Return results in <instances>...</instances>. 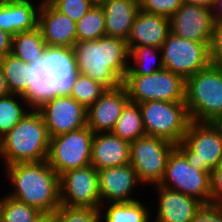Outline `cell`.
Instances as JSON below:
<instances>
[{
  "mask_svg": "<svg viewBox=\"0 0 222 222\" xmlns=\"http://www.w3.org/2000/svg\"><path fill=\"white\" fill-rule=\"evenodd\" d=\"M211 205L222 206V163L211 171Z\"/></svg>",
  "mask_w": 222,
  "mask_h": 222,
  "instance_id": "74e56055",
  "label": "cell"
},
{
  "mask_svg": "<svg viewBox=\"0 0 222 222\" xmlns=\"http://www.w3.org/2000/svg\"><path fill=\"white\" fill-rule=\"evenodd\" d=\"M192 222H222V206L205 205Z\"/></svg>",
  "mask_w": 222,
  "mask_h": 222,
  "instance_id": "f35d334b",
  "label": "cell"
},
{
  "mask_svg": "<svg viewBox=\"0 0 222 222\" xmlns=\"http://www.w3.org/2000/svg\"><path fill=\"white\" fill-rule=\"evenodd\" d=\"M111 133L129 143L146 135L139 104H126Z\"/></svg>",
  "mask_w": 222,
  "mask_h": 222,
  "instance_id": "4316f807",
  "label": "cell"
},
{
  "mask_svg": "<svg viewBox=\"0 0 222 222\" xmlns=\"http://www.w3.org/2000/svg\"><path fill=\"white\" fill-rule=\"evenodd\" d=\"M122 85L127 91L129 102L136 104L152 100H185V80L167 69L150 75H125Z\"/></svg>",
  "mask_w": 222,
  "mask_h": 222,
  "instance_id": "8992f818",
  "label": "cell"
},
{
  "mask_svg": "<svg viewBox=\"0 0 222 222\" xmlns=\"http://www.w3.org/2000/svg\"><path fill=\"white\" fill-rule=\"evenodd\" d=\"M184 102L193 122L222 115V66L211 63L186 79Z\"/></svg>",
  "mask_w": 222,
  "mask_h": 222,
  "instance_id": "277c9868",
  "label": "cell"
},
{
  "mask_svg": "<svg viewBox=\"0 0 222 222\" xmlns=\"http://www.w3.org/2000/svg\"><path fill=\"white\" fill-rule=\"evenodd\" d=\"M101 7L105 15L106 36L127 40L140 11L139 4L134 0H111Z\"/></svg>",
  "mask_w": 222,
  "mask_h": 222,
  "instance_id": "603a6c76",
  "label": "cell"
},
{
  "mask_svg": "<svg viewBox=\"0 0 222 222\" xmlns=\"http://www.w3.org/2000/svg\"><path fill=\"white\" fill-rule=\"evenodd\" d=\"M50 136L41 113L31 108L0 139V158L4 166L47 160ZM6 164V165H5Z\"/></svg>",
  "mask_w": 222,
  "mask_h": 222,
  "instance_id": "3957f363",
  "label": "cell"
},
{
  "mask_svg": "<svg viewBox=\"0 0 222 222\" xmlns=\"http://www.w3.org/2000/svg\"><path fill=\"white\" fill-rule=\"evenodd\" d=\"M0 65L10 93L23 96L30 86L28 80V74L31 70L30 64L10 53L0 57Z\"/></svg>",
  "mask_w": 222,
  "mask_h": 222,
  "instance_id": "83f0119b",
  "label": "cell"
},
{
  "mask_svg": "<svg viewBox=\"0 0 222 222\" xmlns=\"http://www.w3.org/2000/svg\"><path fill=\"white\" fill-rule=\"evenodd\" d=\"M43 0H0V29L12 34L37 28Z\"/></svg>",
  "mask_w": 222,
  "mask_h": 222,
  "instance_id": "ffe728a7",
  "label": "cell"
},
{
  "mask_svg": "<svg viewBox=\"0 0 222 222\" xmlns=\"http://www.w3.org/2000/svg\"><path fill=\"white\" fill-rule=\"evenodd\" d=\"M130 143L111 132L96 133L92 140L91 165L97 170L129 163Z\"/></svg>",
  "mask_w": 222,
  "mask_h": 222,
  "instance_id": "7402d4cb",
  "label": "cell"
},
{
  "mask_svg": "<svg viewBox=\"0 0 222 222\" xmlns=\"http://www.w3.org/2000/svg\"><path fill=\"white\" fill-rule=\"evenodd\" d=\"M30 73L28 80L30 86L28 91L23 95L32 108H37L45 100L56 96L53 87L52 77L47 70L43 58H39L30 64Z\"/></svg>",
  "mask_w": 222,
  "mask_h": 222,
  "instance_id": "cb8c5ba5",
  "label": "cell"
},
{
  "mask_svg": "<svg viewBox=\"0 0 222 222\" xmlns=\"http://www.w3.org/2000/svg\"><path fill=\"white\" fill-rule=\"evenodd\" d=\"M18 98V99H17ZM27 99L19 94L0 96V139L31 109Z\"/></svg>",
  "mask_w": 222,
  "mask_h": 222,
  "instance_id": "f546056e",
  "label": "cell"
},
{
  "mask_svg": "<svg viewBox=\"0 0 222 222\" xmlns=\"http://www.w3.org/2000/svg\"><path fill=\"white\" fill-rule=\"evenodd\" d=\"M0 222H3V217H2L1 211H0Z\"/></svg>",
  "mask_w": 222,
  "mask_h": 222,
  "instance_id": "7dc6e473",
  "label": "cell"
},
{
  "mask_svg": "<svg viewBox=\"0 0 222 222\" xmlns=\"http://www.w3.org/2000/svg\"><path fill=\"white\" fill-rule=\"evenodd\" d=\"M135 2H137L138 4L142 1V0H134Z\"/></svg>",
  "mask_w": 222,
  "mask_h": 222,
  "instance_id": "c3c4849f",
  "label": "cell"
},
{
  "mask_svg": "<svg viewBox=\"0 0 222 222\" xmlns=\"http://www.w3.org/2000/svg\"><path fill=\"white\" fill-rule=\"evenodd\" d=\"M60 13L74 22L80 20L94 5L92 0H47Z\"/></svg>",
  "mask_w": 222,
  "mask_h": 222,
  "instance_id": "e575fe53",
  "label": "cell"
},
{
  "mask_svg": "<svg viewBox=\"0 0 222 222\" xmlns=\"http://www.w3.org/2000/svg\"><path fill=\"white\" fill-rule=\"evenodd\" d=\"M209 47L211 62L222 66V22H214L212 39Z\"/></svg>",
  "mask_w": 222,
  "mask_h": 222,
  "instance_id": "8d00e7d4",
  "label": "cell"
},
{
  "mask_svg": "<svg viewBox=\"0 0 222 222\" xmlns=\"http://www.w3.org/2000/svg\"><path fill=\"white\" fill-rule=\"evenodd\" d=\"M210 123L219 132L220 137L222 138V115L215 117Z\"/></svg>",
  "mask_w": 222,
  "mask_h": 222,
  "instance_id": "ee69618b",
  "label": "cell"
},
{
  "mask_svg": "<svg viewBox=\"0 0 222 222\" xmlns=\"http://www.w3.org/2000/svg\"><path fill=\"white\" fill-rule=\"evenodd\" d=\"M10 94V91L7 87L6 79L4 77V72L2 70V67L0 65V96H5Z\"/></svg>",
  "mask_w": 222,
  "mask_h": 222,
  "instance_id": "7bdbcfd3",
  "label": "cell"
},
{
  "mask_svg": "<svg viewBox=\"0 0 222 222\" xmlns=\"http://www.w3.org/2000/svg\"><path fill=\"white\" fill-rule=\"evenodd\" d=\"M170 32V19L139 11L135 16L127 41L129 52L137 46L161 48Z\"/></svg>",
  "mask_w": 222,
  "mask_h": 222,
  "instance_id": "44dd1931",
  "label": "cell"
},
{
  "mask_svg": "<svg viewBox=\"0 0 222 222\" xmlns=\"http://www.w3.org/2000/svg\"><path fill=\"white\" fill-rule=\"evenodd\" d=\"M211 14L214 22H222V0H214Z\"/></svg>",
  "mask_w": 222,
  "mask_h": 222,
  "instance_id": "60d3db41",
  "label": "cell"
},
{
  "mask_svg": "<svg viewBox=\"0 0 222 222\" xmlns=\"http://www.w3.org/2000/svg\"><path fill=\"white\" fill-rule=\"evenodd\" d=\"M54 222H100V209L60 205L52 214Z\"/></svg>",
  "mask_w": 222,
  "mask_h": 222,
  "instance_id": "836d02e7",
  "label": "cell"
},
{
  "mask_svg": "<svg viewBox=\"0 0 222 222\" xmlns=\"http://www.w3.org/2000/svg\"><path fill=\"white\" fill-rule=\"evenodd\" d=\"M106 90L107 88L101 83L89 76L77 73L69 96L88 109Z\"/></svg>",
  "mask_w": 222,
  "mask_h": 222,
  "instance_id": "1f68e13d",
  "label": "cell"
},
{
  "mask_svg": "<svg viewBox=\"0 0 222 222\" xmlns=\"http://www.w3.org/2000/svg\"><path fill=\"white\" fill-rule=\"evenodd\" d=\"M56 95H69L77 72L73 49L66 46L47 45L43 53Z\"/></svg>",
  "mask_w": 222,
  "mask_h": 222,
  "instance_id": "d6986e66",
  "label": "cell"
},
{
  "mask_svg": "<svg viewBox=\"0 0 222 222\" xmlns=\"http://www.w3.org/2000/svg\"><path fill=\"white\" fill-rule=\"evenodd\" d=\"M11 191L8 196L37 208L43 214H53L60 206L59 175L47 161L16 163L4 166Z\"/></svg>",
  "mask_w": 222,
  "mask_h": 222,
  "instance_id": "7a4b0ae2",
  "label": "cell"
},
{
  "mask_svg": "<svg viewBox=\"0 0 222 222\" xmlns=\"http://www.w3.org/2000/svg\"><path fill=\"white\" fill-rule=\"evenodd\" d=\"M60 205L100 208L98 170L92 166L72 169L59 176Z\"/></svg>",
  "mask_w": 222,
  "mask_h": 222,
  "instance_id": "7c38bea8",
  "label": "cell"
},
{
  "mask_svg": "<svg viewBox=\"0 0 222 222\" xmlns=\"http://www.w3.org/2000/svg\"><path fill=\"white\" fill-rule=\"evenodd\" d=\"M129 61L132 62L126 75H150L164 69L161 49L154 46L134 47Z\"/></svg>",
  "mask_w": 222,
  "mask_h": 222,
  "instance_id": "484cf974",
  "label": "cell"
},
{
  "mask_svg": "<svg viewBox=\"0 0 222 222\" xmlns=\"http://www.w3.org/2000/svg\"><path fill=\"white\" fill-rule=\"evenodd\" d=\"M170 32L199 42H211L214 20L211 9L182 3L177 12L170 18Z\"/></svg>",
  "mask_w": 222,
  "mask_h": 222,
  "instance_id": "9a60e30c",
  "label": "cell"
},
{
  "mask_svg": "<svg viewBox=\"0 0 222 222\" xmlns=\"http://www.w3.org/2000/svg\"><path fill=\"white\" fill-rule=\"evenodd\" d=\"M47 44L38 28L13 36L12 52L15 57L31 64L43 56Z\"/></svg>",
  "mask_w": 222,
  "mask_h": 222,
  "instance_id": "f1b7e54d",
  "label": "cell"
},
{
  "mask_svg": "<svg viewBox=\"0 0 222 222\" xmlns=\"http://www.w3.org/2000/svg\"><path fill=\"white\" fill-rule=\"evenodd\" d=\"M94 133L86 126L50 138L47 163L60 176L72 169L91 165Z\"/></svg>",
  "mask_w": 222,
  "mask_h": 222,
  "instance_id": "30bf717a",
  "label": "cell"
},
{
  "mask_svg": "<svg viewBox=\"0 0 222 222\" xmlns=\"http://www.w3.org/2000/svg\"><path fill=\"white\" fill-rule=\"evenodd\" d=\"M109 1H111V0H92L94 5H99V6H101L104 3L109 2Z\"/></svg>",
  "mask_w": 222,
  "mask_h": 222,
  "instance_id": "bcb514c9",
  "label": "cell"
},
{
  "mask_svg": "<svg viewBox=\"0 0 222 222\" xmlns=\"http://www.w3.org/2000/svg\"><path fill=\"white\" fill-rule=\"evenodd\" d=\"M138 199L132 202L106 203L101 205L99 208L100 222H152V210L145 206L140 201V198Z\"/></svg>",
  "mask_w": 222,
  "mask_h": 222,
  "instance_id": "d4e9b609",
  "label": "cell"
},
{
  "mask_svg": "<svg viewBox=\"0 0 222 222\" xmlns=\"http://www.w3.org/2000/svg\"><path fill=\"white\" fill-rule=\"evenodd\" d=\"M37 28L49 46L73 47L77 42L76 22L43 0L38 14Z\"/></svg>",
  "mask_w": 222,
  "mask_h": 222,
  "instance_id": "ac0fdd59",
  "label": "cell"
},
{
  "mask_svg": "<svg viewBox=\"0 0 222 222\" xmlns=\"http://www.w3.org/2000/svg\"><path fill=\"white\" fill-rule=\"evenodd\" d=\"M175 148L176 144L166 139L148 135L130 142L129 163L142 185L160 184L168 158Z\"/></svg>",
  "mask_w": 222,
  "mask_h": 222,
  "instance_id": "ba28073f",
  "label": "cell"
},
{
  "mask_svg": "<svg viewBox=\"0 0 222 222\" xmlns=\"http://www.w3.org/2000/svg\"><path fill=\"white\" fill-rule=\"evenodd\" d=\"M210 43L185 39L169 32L160 48L164 69L188 79L212 63Z\"/></svg>",
  "mask_w": 222,
  "mask_h": 222,
  "instance_id": "9c48e42d",
  "label": "cell"
},
{
  "mask_svg": "<svg viewBox=\"0 0 222 222\" xmlns=\"http://www.w3.org/2000/svg\"><path fill=\"white\" fill-rule=\"evenodd\" d=\"M42 115L50 138L87 126V109L69 95H56L36 108Z\"/></svg>",
  "mask_w": 222,
  "mask_h": 222,
  "instance_id": "4fadbf2b",
  "label": "cell"
},
{
  "mask_svg": "<svg viewBox=\"0 0 222 222\" xmlns=\"http://www.w3.org/2000/svg\"><path fill=\"white\" fill-rule=\"evenodd\" d=\"M98 183L101 205L138 200L133 194L142 184L130 163L98 170Z\"/></svg>",
  "mask_w": 222,
  "mask_h": 222,
  "instance_id": "5bb4252c",
  "label": "cell"
},
{
  "mask_svg": "<svg viewBox=\"0 0 222 222\" xmlns=\"http://www.w3.org/2000/svg\"><path fill=\"white\" fill-rule=\"evenodd\" d=\"M176 148L190 166L209 172L222 163V138L210 122L189 123L183 141Z\"/></svg>",
  "mask_w": 222,
  "mask_h": 222,
  "instance_id": "52a82bcc",
  "label": "cell"
},
{
  "mask_svg": "<svg viewBox=\"0 0 222 222\" xmlns=\"http://www.w3.org/2000/svg\"><path fill=\"white\" fill-rule=\"evenodd\" d=\"M128 102V94L122 84L119 87L107 89L87 109V127L94 134L111 132Z\"/></svg>",
  "mask_w": 222,
  "mask_h": 222,
  "instance_id": "e0dca14e",
  "label": "cell"
},
{
  "mask_svg": "<svg viewBox=\"0 0 222 222\" xmlns=\"http://www.w3.org/2000/svg\"><path fill=\"white\" fill-rule=\"evenodd\" d=\"M77 42L97 40L106 36L105 15L99 5H93L91 9L76 22Z\"/></svg>",
  "mask_w": 222,
  "mask_h": 222,
  "instance_id": "4dcf8cb0",
  "label": "cell"
},
{
  "mask_svg": "<svg viewBox=\"0 0 222 222\" xmlns=\"http://www.w3.org/2000/svg\"><path fill=\"white\" fill-rule=\"evenodd\" d=\"M72 49L78 73L89 76L107 89L122 84L130 63L126 40L104 36L76 42Z\"/></svg>",
  "mask_w": 222,
  "mask_h": 222,
  "instance_id": "6da1fadb",
  "label": "cell"
},
{
  "mask_svg": "<svg viewBox=\"0 0 222 222\" xmlns=\"http://www.w3.org/2000/svg\"><path fill=\"white\" fill-rule=\"evenodd\" d=\"M181 1L182 3L195 4L209 9H211L214 4V0H181Z\"/></svg>",
  "mask_w": 222,
  "mask_h": 222,
  "instance_id": "b9f144b4",
  "label": "cell"
},
{
  "mask_svg": "<svg viewBox=\"0 0 222 222\" xmlns=\"http://www.w3.org/2000/svg\"><path fill=\"white\" fill-rule=\"evenodd\" d=\"M146 135L174 144L183 141L191 119L185 102L146 101L139 103Z\"/></svg>",
  "mask_w": 222,
  "mask_h": 222,
  "instance_id": "5b68a950",
  "label": "cell"
},
{
  "mask_svg": "<svg viewBox=\"0 0 222 222\" xmlns=\"http://www.w3.org/2000/svg\"><path fill=\"white\" fill-rule=\"evenodd\" d=\"M35 222H54L52 214H43Z\"/></svg>",
  "mask_w": 222,
  "mask_h": 222,
  "instance_id": "f6af8a7d",
  "label": "cell"
},
{
  "mask_svg": "<svg viewBox=\"0 0 222 222\" xmlns=\"http://www.w3.org/2000/svg\"><path fill=\"white\" fill-rule=\"evenodd\" d=\"M181 5V0H142L139 3L141 11L167 18L173 16Z\"/></svg>",
  "mask_w": 222,
  "mask_h": 222,
  "instance_id": "d590c367",
  "label": "cell"
},
{
  "mask_svg": "<svg viewBox=\"0 0 222 222\" xmlns=\"http://www.w3.org/2000/svg\"><path fill=\"white\" fill-rule=\"evenodd\" d=\"M210 174L190 166L186 157L175 148L168 158L159 185L194 197L205 205H211Z\"/></svg>",
  "mask_w": 222,
  "mask_h": 222,
  "instance_id": "8fae6325",
  "label": "cell"
},
{
  "mask_svg": "<svg viewBox=\"0 0 222 222\" xmlns=\"http://www.w3.org/2000/svg\"><path fill=\"white\" fill-rule=\"evenodd\" d=\"M0 211L3 222H35L43 215L37 208L29 206L7 194L0 197Z\"/></svg>",
  "mask_w": 222,
  "mask_h": 222,
  "instance_id": "d6a6232c",
  "label": "cell"
},
{
  "mask_svg": "<svg viewBox=\"0 0 222 222\" xmlns=\"http://www.w3.org/2000/svg\"><path fill=\"white\" fill-rule=\"evenodd\" d=\"M13 35L0 29V57L12 52Z\"/></svg>",
  "mask_w": 222,
  "mask_h": 222,
  "instance_id": "ab89813d",
  "label": "cell"
},
{
  "mask_svg": "<svg viewBox=\"0 0 222 222\" xmlns=\"http://www.w3.org/2000/svg\"><path fill=\"white\" fill-rule=\"evenodd\" d=\"M158 203L152 222H192L194 216L205 206L200 200L161 185L153 186Z\"/></svg>",
  "mask_w": 222,
  "mask_h": 222,
  "instance_id": "2e32d148",
  "label": "cell"
}]
</instances>
